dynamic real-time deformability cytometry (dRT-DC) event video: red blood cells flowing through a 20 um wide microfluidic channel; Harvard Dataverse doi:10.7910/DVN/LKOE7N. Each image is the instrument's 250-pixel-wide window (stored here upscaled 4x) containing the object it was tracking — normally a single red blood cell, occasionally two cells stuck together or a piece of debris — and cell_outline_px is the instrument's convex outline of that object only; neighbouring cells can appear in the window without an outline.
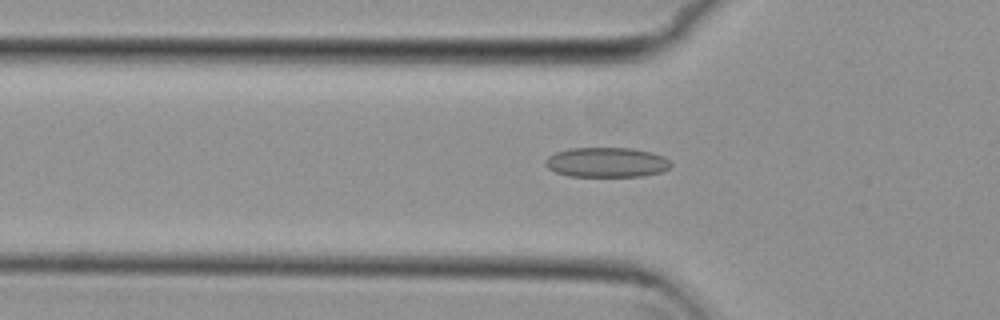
{"species": "common noctule bat (a hibernating species)", "species_latin": "Nyctalus noctula", "temperature_condition": "cold", "stored_images_in_passage": 53, "camera_frame_rate_fps": 3000, "um_per_image_px": 0.085, "animal": {"sex": "female", "body_mass_g": 29.2, "forearm_length_mm": 56.3}, "frame": {"image": 1, "passage_image": 17, "time_ms": 5.333, "image_size_px": [1000, 320], "cell_outline_px": [[672, 164], [664, 172], [644, 176], [568, 176], [556, 172], [548, 168], [544, 164], [544, 160], [548, 156], [556, 152], [568, 148], [632, 148], [652, 152], [664, 156]], "centroid_in_image_um": [51.57, 13.8], "position_along_channel_um": 74.2, "area_um2": 22.02}}
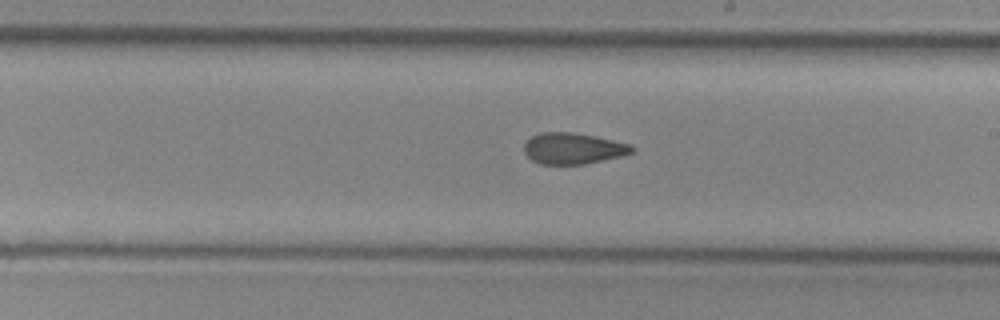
{"frame": {"image": 2, "passage_image": 30, "time_ms": 9.667, "image_size_px": [1000, 320], "cell_outline_px": [[636, 148], [632, 152], [620, 156], [584, 164], [540, 164], [532, 160], [524, 152], [524, 144], [532, 136], [540, 132], [572, 132], [632, 144]], "centroid_in_image_um": [48.7, 12.61], "position_along_channel_um": 240.3, "area_um2": 19.42}}
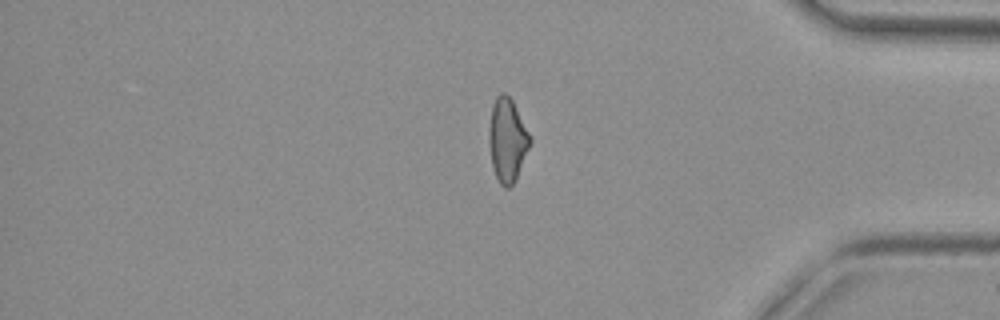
{"frame": {"image": 3, "passage_image": 44, "time_ms": 14.333, "image_size_px": [1000, 320], "cell_outline_px": [[532, 140], [516, 180], [508, 188], [504, 188], [500, 184], [496, 176], [492, 164], [488, 140], [488, 128], [492, 104], [496, 96], [500, 92], [504, 92], [512, 100], [532, 136]], "centroid_in_image_um": [43.12, 11.88], "position_along_channel_um": 392.1, "area_um2": 20.23}, "authors_computed_cell_mechanics": {"area_um2": 20.4034, "velocity_mm_per_s": 3.8148, "shape_relaxation_time_tau1_ms": null, "shape_relaxation_time_tau2_ms": 3.1937, "deformation_change_tau1": null, "deformation_change_tau2": 0.1071}}